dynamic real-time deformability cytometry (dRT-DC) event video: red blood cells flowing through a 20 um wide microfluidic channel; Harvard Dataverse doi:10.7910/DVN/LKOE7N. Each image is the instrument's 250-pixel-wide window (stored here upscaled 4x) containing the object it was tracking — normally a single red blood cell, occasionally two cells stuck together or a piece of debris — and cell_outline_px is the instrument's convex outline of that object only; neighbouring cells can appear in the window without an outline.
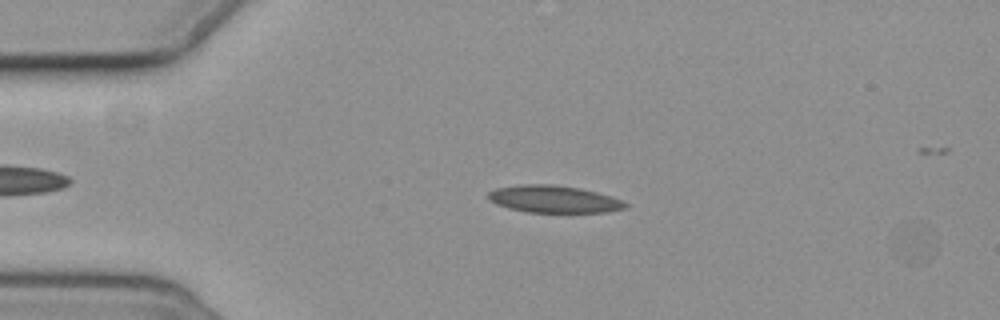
{"species": "common noctule bat (a hibernating species)", "species_latin": "Nyctalus noctula", "temperature_condition": "cold", "stored_images_in_passage": 3, "camera_frame_rate_fps": 3000, "um_per_image_px": 0.085, "animal": {"sex": "female", "body_mass_g": 19.3, "forearm_length_mm": 54.1}, "frame": {"image": 1, "passage_image": 2, "time_ms": 1.0, "image_size_px": [1000, 320], "cell_outline_px": [[628, 208], [608, 212], [528, 212], [508, 208], [496, 204], [488, 200], [488, 192], [496, 188], [520, 184], [552, 184], [580, 188], [596, 192], [620, 200], [628, 204]], "centroid_in_image_um": [47.05, 16.92], "position_along_channel_um": 38.0, "area_um2": 21.73}}